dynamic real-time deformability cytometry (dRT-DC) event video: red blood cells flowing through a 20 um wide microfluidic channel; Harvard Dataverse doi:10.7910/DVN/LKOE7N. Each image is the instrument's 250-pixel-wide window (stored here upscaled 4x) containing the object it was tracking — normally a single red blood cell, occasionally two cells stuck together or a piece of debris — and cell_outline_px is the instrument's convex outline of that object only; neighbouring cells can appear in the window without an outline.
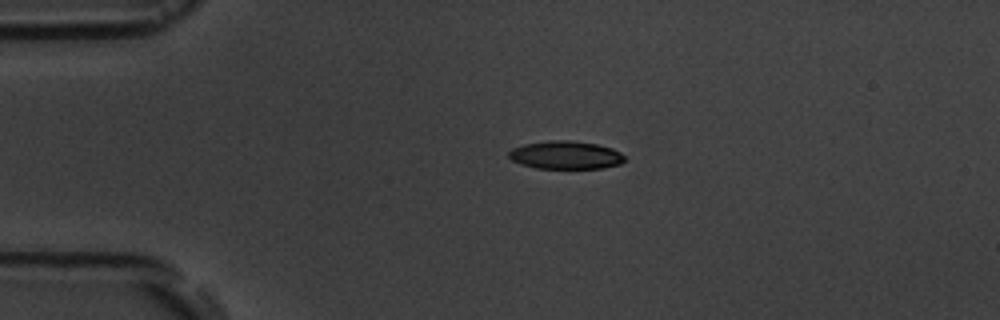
{"species": "common noctule bat (a hibernating species)", "species_latin": "Nyctalus noctula", "temperature_condition": "room temperature", "stored_images_in_passage": 4, "camera_frame_rate_fps": 3000, "um_per_image_px": 0.085, "animal": {"sex": "male", "body_mass_g": 19.5, "forearm_length_mm": 54.6}, "frame": {"image": 1, "passage_image": 3, "time_ms": 2.333, "image_size_px": [1000, 320], "cell_outline_px": [[624, 160], [620, 164], [604, 168], [536, 168], [520, 164], [512, 160], [508, 156], [508, 152], [512, 148], [524, 144], [552, 140], [568, 140], [596, 144], [612, 148], [620, 152], [624, 156]], "centroid_in_image_um": [48.06, 13.18], "position_along_channel_um": 36.9, "area_um2": 18.9}}